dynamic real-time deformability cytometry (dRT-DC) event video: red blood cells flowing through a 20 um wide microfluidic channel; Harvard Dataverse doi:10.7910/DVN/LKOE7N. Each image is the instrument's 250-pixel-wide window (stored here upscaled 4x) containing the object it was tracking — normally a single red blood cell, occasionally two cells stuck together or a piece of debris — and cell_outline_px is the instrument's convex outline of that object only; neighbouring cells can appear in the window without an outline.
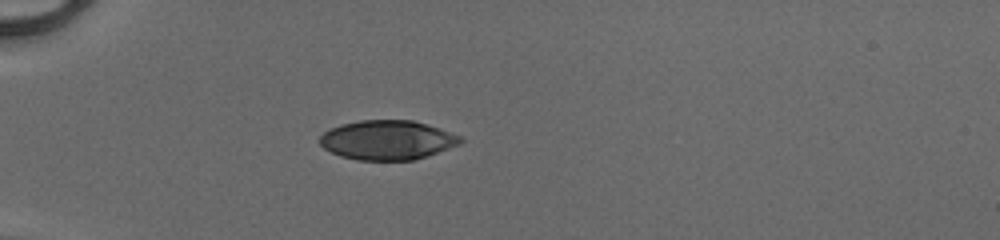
{"species": "human", "species_latin": "Homo sapiens", "temperature_condition": "cold", "stored_images_in_passage": 36, "camera_frame_rate_fps": 3000, "um_per_image_px": 0.085, "donor": {"sex": "male"}, "frame": {"image": 1, "passage_image": 1, "time_ms": 0.0, "image_size_px": [1000, 240], "cell_outline_px": [[464, 140], [460, 144], [412, 160], [356, 160], [340, 156], [324, 148], [320, 144], [320, 136], [324, 132], [340, 124], [360, 120], [412, 120], [440, 128], [460, 136]], "centroid_in_image_um": [32.9, 11.9], "position_along_channel_um": 52.1, "area_um2": 32.08}}
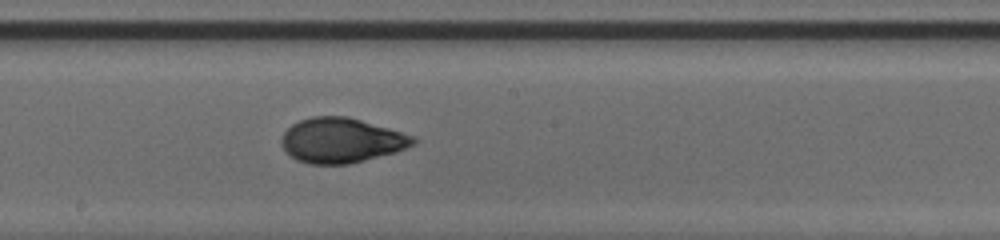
{"frame": {"image": 2, "passage_image": 15, "time_ms": 4.667, "image_size_px": [1000, 240], "cell_outline_px": [[420, 140], [416, 144], [396, 152], [348, 164], [308, 164], [296, 160], [280, 144], [280, 140], [284, 132], [292, 124], [300, 120], [312, 116], [348, 116], [416, 136]], "centroid_in_image_um": [29.05, 11.93], "position_along_channel_um": 219.2, "area_um2": 34.62}}
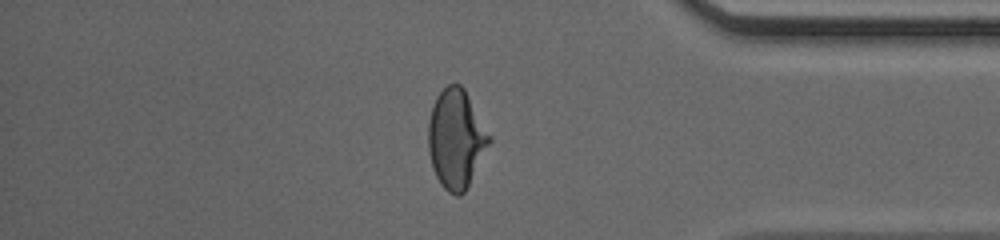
{"frame": {"image": 3, "passage_image": 29, "time_ms": 9.333, "image_size_px": [1000, 240], "cell_outline_px": [[492, 140], [464, 192], [460, 196], [456, 196], [448, 192], [440, 184], [432, 168], [428, 152], [428, 120], [436, 96], [448, 84], [460, 84], [464, 88], [492, 136]], "centroid_in_image_um": [38.76, 11.8], "position_along_channel_um": 396.4, "area_um2": 35.26}, "authors_computed_cell_mechanics": {"area_um2": 34.0153, "velocity_mm_per_s": 4.141, "shape_relaxation_time_tau1_ms": 4.6789, "shape_relaxation_time_tau2_ms": null, "deformation_change_tau1": 0.2028, "deformation_change_tau2": null}}